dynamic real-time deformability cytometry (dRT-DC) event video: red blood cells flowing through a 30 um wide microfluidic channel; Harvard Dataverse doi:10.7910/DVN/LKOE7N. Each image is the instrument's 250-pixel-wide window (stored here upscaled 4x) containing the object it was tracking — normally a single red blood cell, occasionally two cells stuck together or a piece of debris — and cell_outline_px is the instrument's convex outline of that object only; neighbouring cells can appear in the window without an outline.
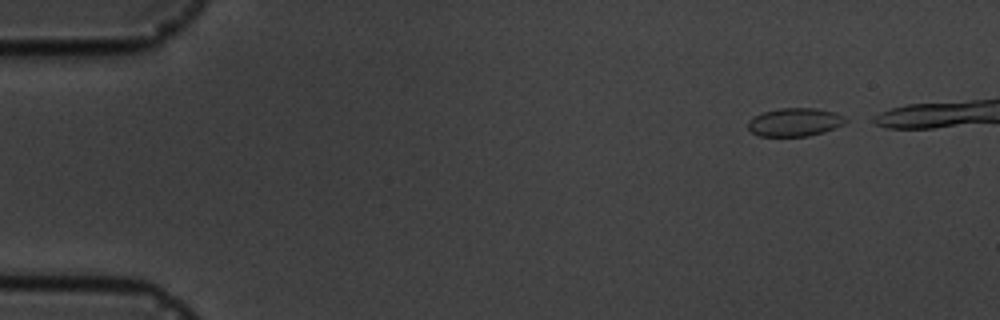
{"species": "common noctule bat (a hibernating species)", "species_latin": "Nyctalus noctula", "temperature_condition": "cold", "stored_images_in_passage": 4, "camera_frame_rate_fps": 3000, "um_per_image_px": 0.085, "animal": {"sex": "male", "body_mass_g": 19.5, "forearm_length_mm": 54.6}, "frame": {"image": 1, "passage_image": 1, "time_ms": 0.0, "image_size_px": [1000, 320], "cell_outline_px": [[848, 120], [844, 124], [836, 128], [824, 132], [808, 136], [760, 136], [752, 132], [748, 128], [748, 120], [752, 116], [764, 112], [780, 108], [816, 108], [836, 112], [844, 116]], "centroid_in_image_um": [67.58, 10.38], "position_along_channel_um": 17.4, "area_um2": 16.24}}